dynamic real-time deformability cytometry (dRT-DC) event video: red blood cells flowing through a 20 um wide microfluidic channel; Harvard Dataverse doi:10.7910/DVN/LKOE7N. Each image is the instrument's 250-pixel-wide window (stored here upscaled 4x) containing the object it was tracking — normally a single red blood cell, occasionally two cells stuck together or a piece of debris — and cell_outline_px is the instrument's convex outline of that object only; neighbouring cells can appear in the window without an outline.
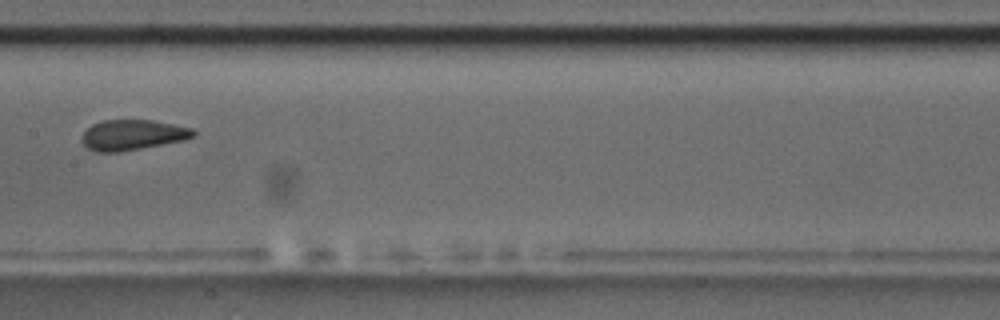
{"species": "common noctule bat (a hibernating species)", "species_latin": "Nyctalus noctula", "temperature_condition": "room temperature", "stored_images_in_passage": 8, "camera_frame_rate_fps": 3000, "um_per_image_px": 0.085, "animal": {"sex": "male", "body_mass_g": 17.5, "forearm_length_mm": 52.3}, "frame": {"image": 1, "passage_image": 8, "time_ms": 9.0, "image_size_px": [1000, 320], "cell_outline_px": [[196, 136], [184, 140], [120, 152], [96, 152], [88, 148], [80, 140], [84, 132], [92, 124], [104, 120], [152, 120], [192, 128], [196, 132]], "centroid_in_image_um": [11.27, 11.47], "position_along_channel_um": 196.1, "area_um2": 19.71}}